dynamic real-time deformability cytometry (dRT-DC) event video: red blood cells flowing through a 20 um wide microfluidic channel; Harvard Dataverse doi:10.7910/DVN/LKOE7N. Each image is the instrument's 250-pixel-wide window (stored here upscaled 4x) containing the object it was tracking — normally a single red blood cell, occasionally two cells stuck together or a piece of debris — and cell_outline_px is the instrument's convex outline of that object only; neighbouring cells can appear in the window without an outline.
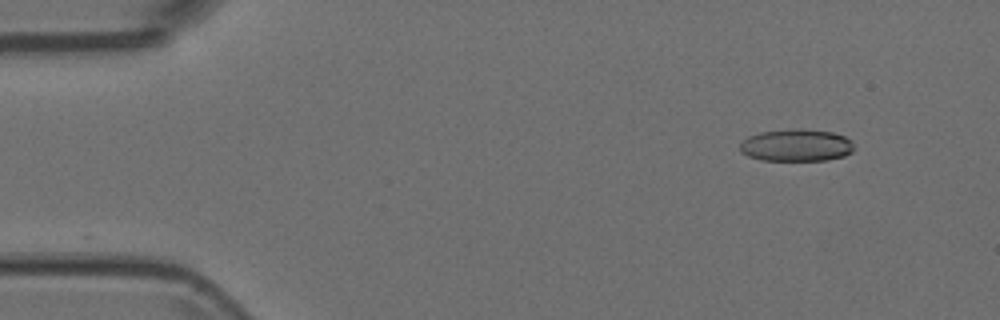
{"species": "Egyptian fruit bat (a non-hibernating species)", "species_latin": "Rousettus aegyptiacus", "temperature_condition": "room temperature", "stored_images_in_passage": 9, "camera_frame_rate_fps": 3000, "um_per_image_px": 0.085, "animal": {"sex": "female"}, "frame": {"image": 1, "passage_image": 1, "time_ms": 0.0, "image_size_px": [1000, 320], "cell_outline_px": [[856, 148], [852, 152], [844, 156], [828, 160], [760, 160], [748, 156], [740, 152], [740, 144], [748, 136], [760, 132], [788, 128], [800, 128], [832, 132], [844, 136], [852, 140]], "centroid_in_image_um": [67.71, 12.34], "position_along_channel_um": 17.3, "area_um2": 21.79}}